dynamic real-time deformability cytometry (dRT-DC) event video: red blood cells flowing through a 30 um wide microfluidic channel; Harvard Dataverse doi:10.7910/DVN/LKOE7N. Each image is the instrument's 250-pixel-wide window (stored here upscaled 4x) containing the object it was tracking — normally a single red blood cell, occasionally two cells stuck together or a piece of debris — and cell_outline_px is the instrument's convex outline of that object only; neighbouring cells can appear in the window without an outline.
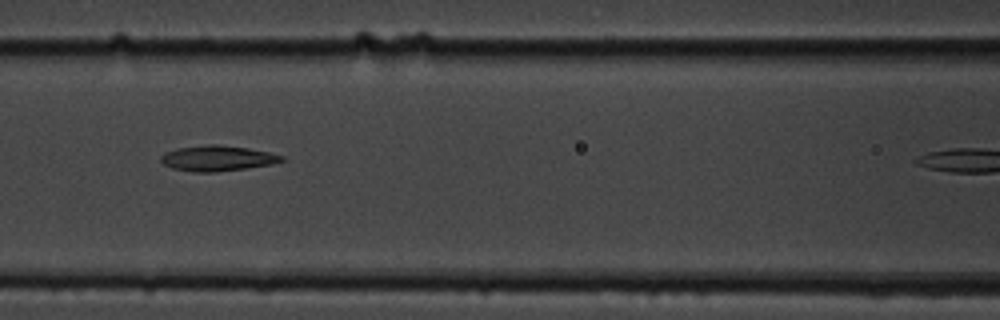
{"species": "common noctule bat (a hibernating species)", "species_latin": "Nyctalus noctula", "temperature_condition": "cold", "stored_images_in_passage": 4, "camera_frame_rate_fps": 3000, "um_per_image_px": 0.085, "animal": {"sex": "male", "body_mass_g": 19.5, "forearm_length_mm": 54.6}, "frame": {"image": 1, "passage_image": 3, "time_ms": 2.333, "image_size_px": [1000, 320], "cell_outline_px": [[284, 160], [272, 164], [216, 172], [196, 172], [172, 168], [164, 164], [160, 160], [160, 156], [164, 152], [176, 148], [208, 144], [220, 144], [248, 148], [268, 152], [284, 156]], "centroid_in_image_um": [18.44, 13.44], "position_along_channel_um": 148.2, "area_um2": 17.92}}